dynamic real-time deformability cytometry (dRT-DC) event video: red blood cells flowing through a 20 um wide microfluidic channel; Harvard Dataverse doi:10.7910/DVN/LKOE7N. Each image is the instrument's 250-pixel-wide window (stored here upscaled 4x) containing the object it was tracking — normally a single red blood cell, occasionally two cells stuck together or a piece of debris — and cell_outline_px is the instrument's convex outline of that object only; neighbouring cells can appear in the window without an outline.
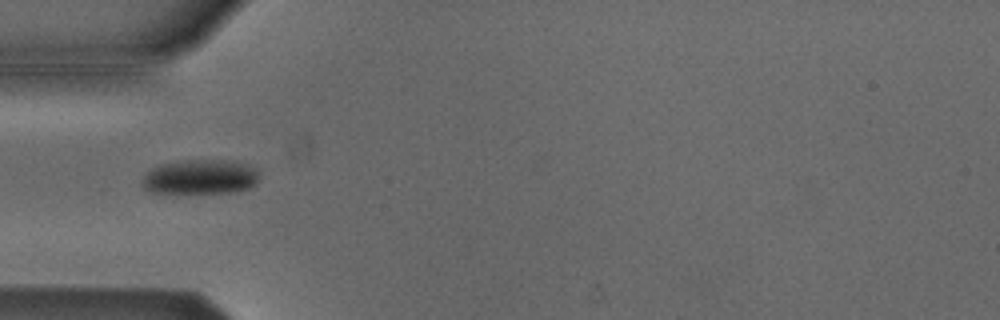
{"species": "Egyptian fruit bat (a non-hibernating species)", "species_latin": "Rousettus aegyptiacus", "temperature_condition": "cold", "stored_images_in_passage": 43, "camera_frame_rate_fps": 3000, "um_per_image_px": 0.085, "animal": {"sex": "male"}, "frame": {"image": 1, "passage_image": 6, "time_ms": 1.667, "image_size_px": [1000, 320], "cell_outline_px": [[256, 184], [248, 188], [232, 192], [152, 192], [144, 188], [140, 184], [144, 176], [152, 168], [160, 164], [184, 160], [228, 160], [248, 164], [256, 168]], "centroid_in_image_um": [17.0, 15.02], "position_along_channel_um": 68.0, "area_um2": 23.35}}
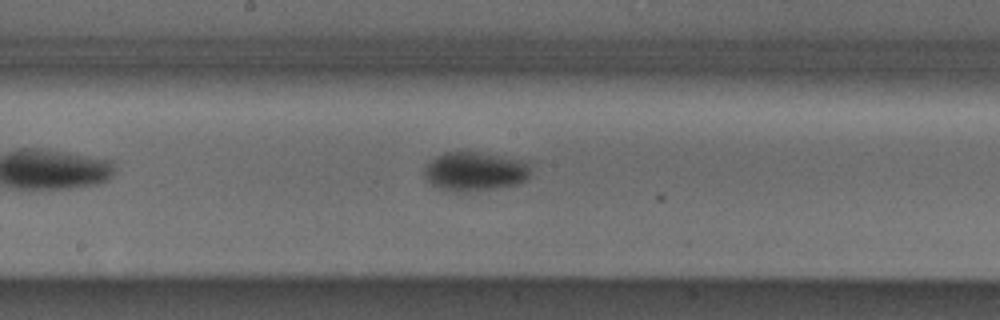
{"frame": {"image": 2, "passage_image": 17, "time_ms": 5.333, "image_size_px": [1000, 320], "cell_outline_px": [[532, 172], [528, 180], [520, 184], [496, 188], [468, 192], [452, 192], [440, 188], [432, 184], [424, 176], [424, 164], [436, 156], [444, 152], [476, 152], [516, 160], [528, 164]], "centroid_in_image_um": [40.34, 14.6], "position_along_channel_um": 207.9, "area_um2": 24.22}}
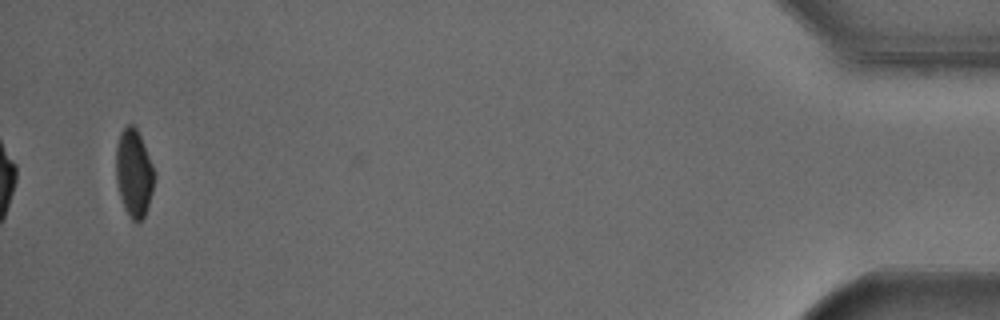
{"frame": {"image": 3, "passage_image": 41, "time_ms": 13.333, "image_size_px": [1000, 320], "cell_outline_px": [[152, 192], [144, 216], [140, 220], [132, 220], [128, 216], [124, 208], [116, 184], [116, 144], [120, 132], [128, 124], [132, 124], [136, 128], [140, 136], [152, 164]], "centroid_in_image_um": [11.33, 14.69], "position_along_channel_um": 423.9, "area_um2": 19.13}, "authors_computed_cell_mechanics": {"area_um2": 23.12, "velocity_mm_per_s": 3.8191, "shape_relaxation_time_tau1_ms": 4.7463, "shape_relaxation_time_tau2_ms": null, "deformation_change_tau1": 0.1058, "deformation_change_tau2": null}}